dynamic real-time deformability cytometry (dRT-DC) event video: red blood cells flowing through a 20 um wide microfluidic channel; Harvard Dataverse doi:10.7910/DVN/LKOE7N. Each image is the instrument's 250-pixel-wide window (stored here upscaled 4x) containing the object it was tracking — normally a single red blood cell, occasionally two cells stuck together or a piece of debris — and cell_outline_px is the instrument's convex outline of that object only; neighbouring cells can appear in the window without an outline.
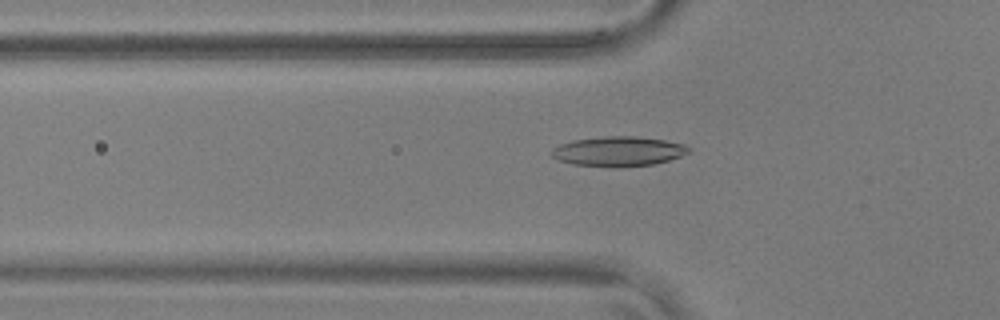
{"species": "common noctule bat (a hibernating species)", "species_latin": "Nyctalus noctula", "temperature_condition": "warm", "stored_images_in_passage": 32, "camera_frame_rate_fps": 3000, "um_per_image_px": 0.085, "animal": {"sex": "male", "body_mass_g": 17.9, "forearm_length_mm": 54.2}, "frame": {"image": 1, "passage_image": 8, "time_ms": 2.333, "image_size_px": [1000, 320], "cell_outline_px": [[692, 148], [688, 152], [680, 156], [668, 160], [652, 164], [572, 164], [560, 160], [552, 156], [552, 148], [560, 144], [572, 140], [608, 136], [636, 136], [664, 140], [684, 144]], "centroid_in_image_um": [52.58, 12.8], "position_along_channel_um": 73.2, "area_um2": 22.6}}
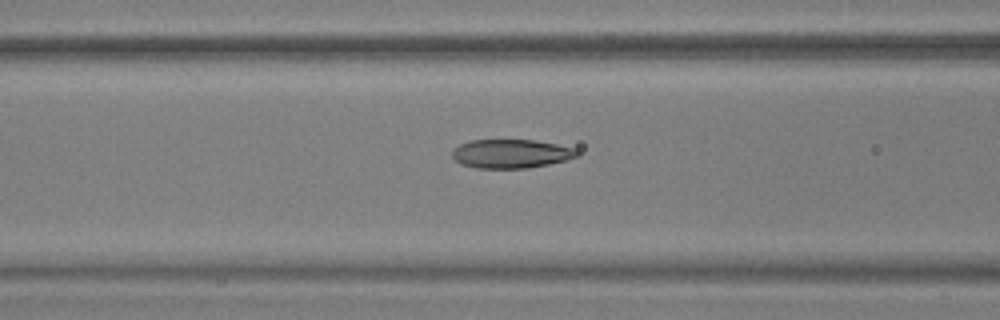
{"frame": {"image": 2, "passage_image": 12, "time_ms": 3.667, "image_size_px": [1000, 320], "cell_outline_px": [[580, 156], [568, 160], [528, 168], [476, 168], [460, 164], [452, 156], [452, 148], [460, 144], [472, 140], [532, 140], [556, 144], [576, 148], [580, 152]], "centroid_in_image_um": [43.46, 13.07], "position_along_channel_um": 123.1, "area_um2": 21.15}}
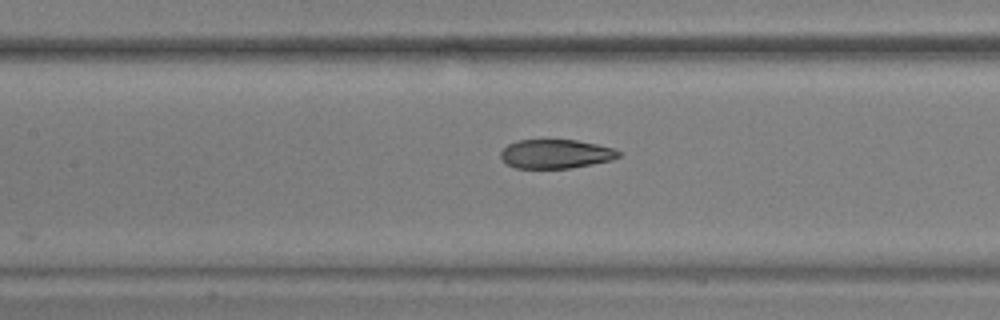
{"frame": {"image": 3, "passage_image": 15, "time_ms": 4.667, "image_size_px": [1000, 320], "cell_outline_px": [[620, 156], [612, 160], [572, 168], [516, 168], [508, 164], [500, 156], [500, 152], [508, 144], [516, 140], [576, 140], [596, 144], [612, 148], [620, 152]], "centroid_in_image_um": [47.23, 13.08], "position_along_channel_um": 160.2, "area_um2": 19.83}}